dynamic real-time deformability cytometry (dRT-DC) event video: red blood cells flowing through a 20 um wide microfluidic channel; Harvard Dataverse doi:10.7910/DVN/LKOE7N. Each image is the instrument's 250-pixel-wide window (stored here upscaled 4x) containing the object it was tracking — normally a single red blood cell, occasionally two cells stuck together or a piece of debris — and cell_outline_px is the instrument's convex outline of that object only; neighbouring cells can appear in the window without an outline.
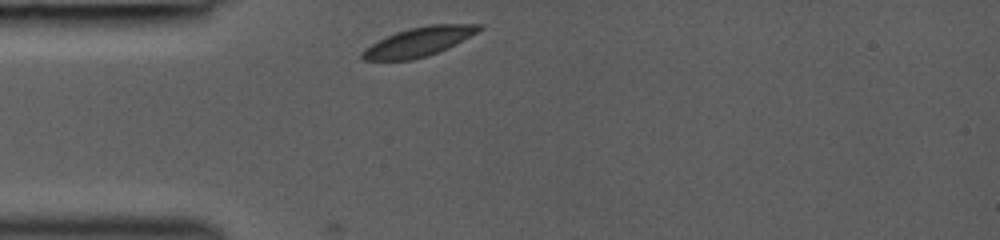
{"species": "common noctule bat (a hibernating species)", "species_latin": "Nyctalus noctula", "temperature_condition": "room temperature", "stored_images_in_passage": 9, "camera_frame_rate_fps": 3000, "um_per_image_px": 0.085, "animal": {"sex": "female", "body_mass_g": 19.0, "forearm_length_mm": 53.3}, "frame": {"image": 1, "passage_image": 1, "time_ms": 0.0, "image_size_px": [1000, 240], "cell_outline_px": [[484, 28], [436, 52], [412, 60], [360, 60], [360, 52], [364, 48], [396, 32], [408, 28], [428, 24], [484, 24]], "centroid_in_image_um": [35.53, 3.54], "position_along_channel_um": 49.5, "area_um2": 19.36}}
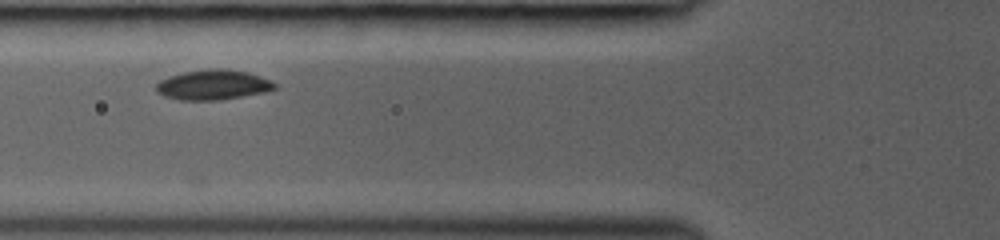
{"frame": {"image": 2, "passage_image": 5, "time_ms": 1.667, "image_size_px": [1000, 240], "cell_outline_px": [[276, 88], [264, 92], [220, 100], [180, 100], [164, 96], [156, 92], [156, 84], [160, 80], [168, 76], [184, 72], [212, 68], [224, 68], [248, 72], [272, 80], [276, 84]], "centroid_in_image_um": [18.1, 7.2], "position_along_channel_um": 107.7, "area_um2": 20.81}}
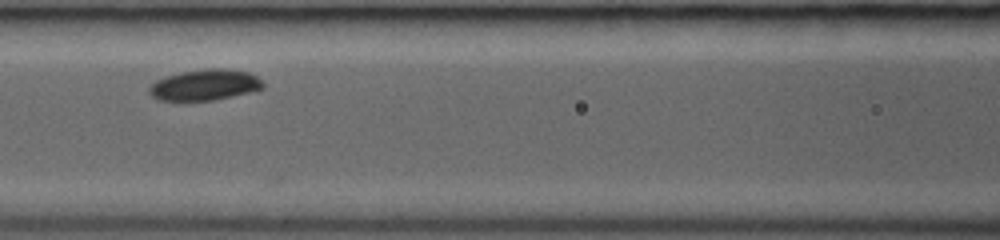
{"frame": {"image": 3, "passage_image": 8, "time_ms": 2.667, "image_size_px": [1000, 240], "cell_outline_px": [[264, 88], [232, 96], [212, 100], [160, 100], [152, 96], [148, 92], [148, 88], [156, 80], [180, 72], [208, 68], [228, 68], [248, 72], [256, 76], [264, 84]], "centroid_in_image_um": [17.41, 7.2], "position_along_channel_um": 149.2, "area_um2": 20.35}}